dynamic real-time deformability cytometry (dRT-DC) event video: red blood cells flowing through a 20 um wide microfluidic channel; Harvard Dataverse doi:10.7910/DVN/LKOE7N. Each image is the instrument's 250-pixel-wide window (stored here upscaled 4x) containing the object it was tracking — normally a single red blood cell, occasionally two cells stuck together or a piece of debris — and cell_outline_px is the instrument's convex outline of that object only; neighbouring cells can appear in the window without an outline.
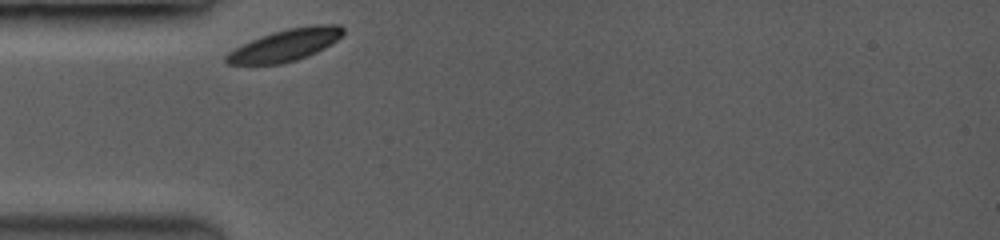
{"species": "common noctule bat (a hibernating species)", "species_latin": "Nyctalus noctula", "temperature_condition": "room temperature", "stored_images_in_passage": 63, "camera_frame_rate_fps": 3500, "um_per_image_px": 0.085, "animal": {"sex": "female", "body_mass_g": 19.0, "forearm_length_mm": 53.3}, "frame": {"image": 1, "passage_image": 1, "time_ms": 0.0, "image_size_px": [1000, 240], "cell_outline_px": [[344, 32], [336, 40], [324, 48], [308, 56], [296, 60], [280, 64], [228, 64], [224, 60], [224, 56], [228, 52], [252, 40], [272, 32], [288, 28], [316, 24], [340, 24], [344, 28]], "centroid_in_image_um": [24.27, 3.83], "position_along_channel_um": 60.7, "area_um2": 21.56}}
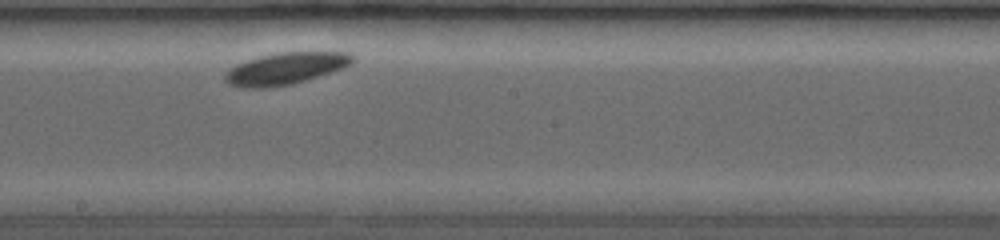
{"frame": {"image": 2, "passage_image": 37, "time_ms": 4.571, "image_size_px": [1000, 240], "cell_outline_px": [[356, 60], [352, 64], [292, 84], [260, 88], [240, 88], [228, 84], [224, 80], [224, 72], [236, 64], [260, 56], [276, 52], [348, 52], [356, 56]], "centroid_in_image_um": [24.23, 5.81], "position_along_channel_um": 224.0, "area_um2": 23.58}}
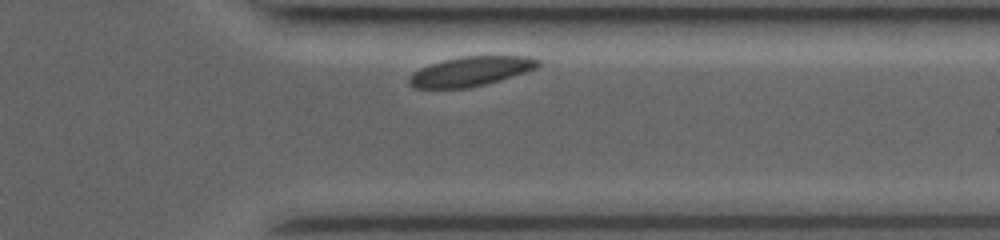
{"frame": {"image": 3, "passage_image": 59, "time_ms": 8.571, "image_size_px": [1000, 240], "cell_outline_px": [[540, 64], [536, 68], [484, 84], [468, 88], [416, 88], [408, 80], [416, 72], [432, 64], [444, 60], [460, 56], [528, 56], [540, 60]], "centroid_in_image_um": [40.06, 6.05], "position_along_channel_um": 371.3, "area_um2": 21.44}, "authors_computed_cell_mechanics": {"area_um2": 22.7154, "velocity_mm_per_s": 3.643, "shape_relaxation_time_tau1_ms": 0.5465, "shape_relaxation_time_tau2_ms": null, "deformation_change_tau1": 0.0308, "deformation_change_tau2": null}}